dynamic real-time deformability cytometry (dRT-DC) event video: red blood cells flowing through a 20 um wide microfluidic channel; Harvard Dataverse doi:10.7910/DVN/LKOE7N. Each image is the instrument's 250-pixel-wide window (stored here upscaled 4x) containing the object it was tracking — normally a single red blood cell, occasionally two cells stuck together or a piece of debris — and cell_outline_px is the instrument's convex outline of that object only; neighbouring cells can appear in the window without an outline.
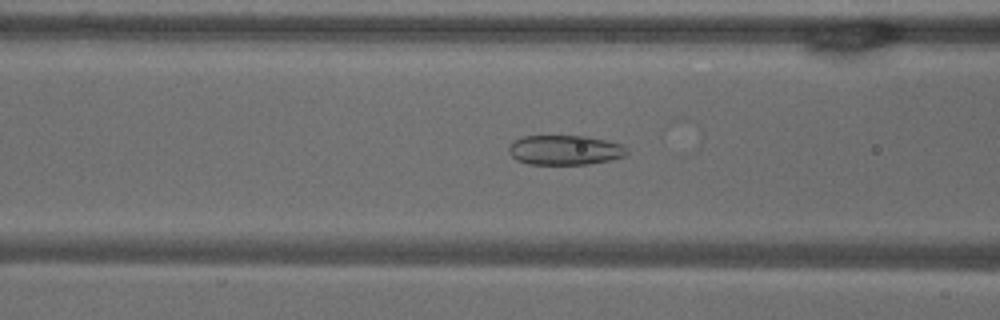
{"species": "common noctule bat (a hibernating species)", "species_latin": "Nyctalus noctula", "temperature_condition": "warm", "stored_images_in_passage": 54, "camera_frame_rate_fps": 3000, "um_per_image_px": 0.085, "animal": {"sex": "male", "body_mass_g": 18.8}, "frame": {"image": 1, "passage_image": 21, "time_ms": 6.667, "image_size_px": [1000, 320], "cell_outline_px": [[628, 152], [624, 156], [608, 160], [588, 164], [528, 164], [516, 160], [508, 152], [508, 148], [516, 140], [524, 136], [584, 136], [604, 140], [620, 144], [628, 148]], "centroid_in_image_um": [48.0, 12.76], "position_along_channel_um": 118.6, "area_um2": 20.23}}
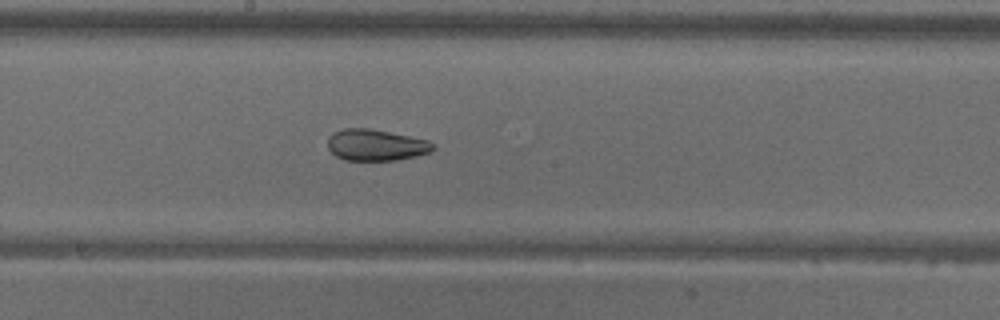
{"frame": {"image": 2, "passage_image": 29, "time_ms": 9.333, "image_size_px": [1000, 320], "cell_outline_px": [[436, 148], [428, 152], [416, 156], [396, 160], [344, 160], [336, 156], [328, 148], [328, 136], [344, 128], [372, 128], [428, 140]], "centroid_in_image_um": [31.94, 12.32], "position_along_channel_um": 216.3, "area_um2": 19.19}}
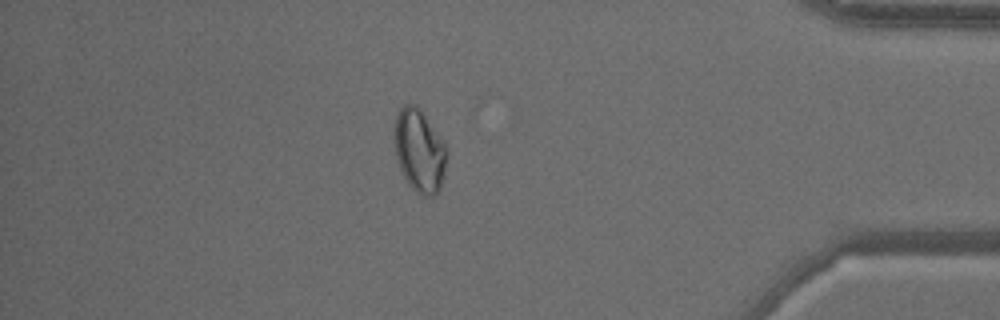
{"frame": {"image": 3, "passage_image": 47, "time_ms": 15.333, "image_size_px": [1000, 320], "cell_outline_px": [[444, 176], [440, 188], [432, 196], [424, 196], [416, 192], [408, 184], [400, 168], [396, 156], [392, 140], [392, 132], [396, 116], [400, 108], [404, 104], [416, 104], [420, 108], [444, 140]], "centroid_in_image_um": [35.59, 12.76], "position_along_channel_um": 399.6, "area_um2": 25.43}, "authors_computed_cell_mechanics": {"area_um2": 24.6806, "velocity_mm_per_s": 3.6546, "shape_relaxation_time_tau1_ms": null, "shape_relaxation_time_tau2_ms": 2.0153, "deformation_change_tau1": null, "deformation_change_tau2": 0.0649}}